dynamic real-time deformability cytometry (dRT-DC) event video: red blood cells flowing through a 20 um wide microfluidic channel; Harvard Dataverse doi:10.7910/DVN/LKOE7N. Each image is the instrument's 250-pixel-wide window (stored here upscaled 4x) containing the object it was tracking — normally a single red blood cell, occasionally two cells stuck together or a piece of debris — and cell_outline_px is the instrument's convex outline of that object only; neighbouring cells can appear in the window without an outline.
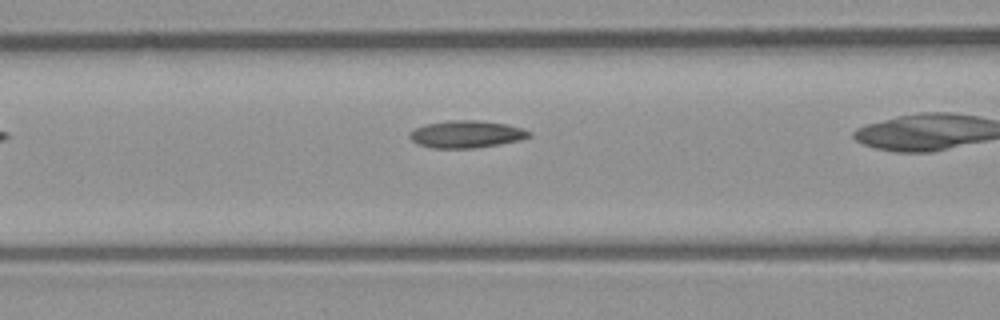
{"species": "common noctule bat (a hibernating species)", "species_latin": "Nyctalus noctula", "temperature_condition": "room temperature", "stored_images_in_passage": 7, "camera_frame_rate_fps": 3000, "um_per_image_px": 0.085, "animal": {"sex": "male", "body_mass_g": 23.1, "forearm_length_mm": 52.7}, "frame": {"image": 1, "passage_image": 6, "time_ms": 1.667, "image_size_px": [1000, 320], "cell_outline_px": [[532, 136], [520, 140], [500, 144], [476, 148], [432, 148], [420, 144], [412, 140], [408, 136], [416, 128], [424, 124], [448, 120], [476, 120], [504, 124], [520, 128], [532, 132]], "centroid_in_image_um": [39.66, 11.41], "position_along_channel_um": 126.9, "area_um2": 18.84}}